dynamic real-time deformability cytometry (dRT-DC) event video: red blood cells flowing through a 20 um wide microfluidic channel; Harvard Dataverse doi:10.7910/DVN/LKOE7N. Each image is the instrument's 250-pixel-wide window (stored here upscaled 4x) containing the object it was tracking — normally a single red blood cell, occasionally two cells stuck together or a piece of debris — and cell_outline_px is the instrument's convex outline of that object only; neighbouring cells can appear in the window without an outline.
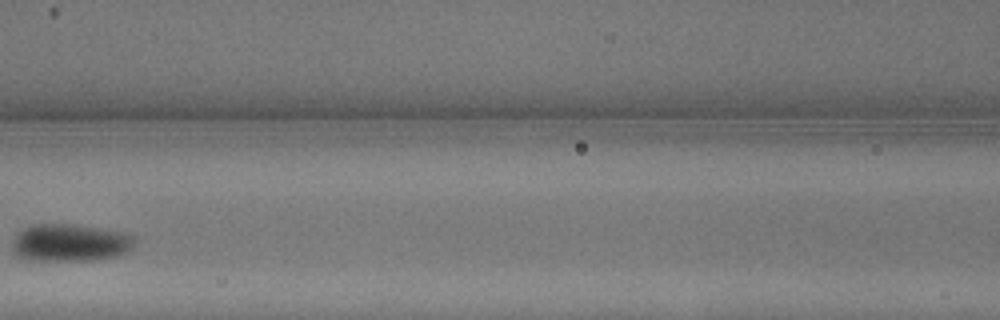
{"species": "common noctule bat (a hibernating species)", "species_latin": "Nyctalus noctula", "temperature_condition": "warm", "stored_images_in_passage": 16, "camera_frame_rate_fps": 3000, "um_per_image_px": 0.085, "animal": {"sex": "male", "body_mass_g": 13.3}, "frame": {"image": 1, "passage_image": 12, "time_ms": 3.667, "image_size_px": [1000, 320], "cell_outline_px": [[136, 240], [132, 248], [128, 252], [116, 256], [92, 260], [28, 260], [16, 256], [12, 248], [12, 240], [16, 232], [32, 224], [72, 224], [108, 228], [124, 232], [136, 236]], "centroid_in_image_um": [5.97, 20.61], "position_along_channel_um": 160.6, "area_um2": 27.34}}
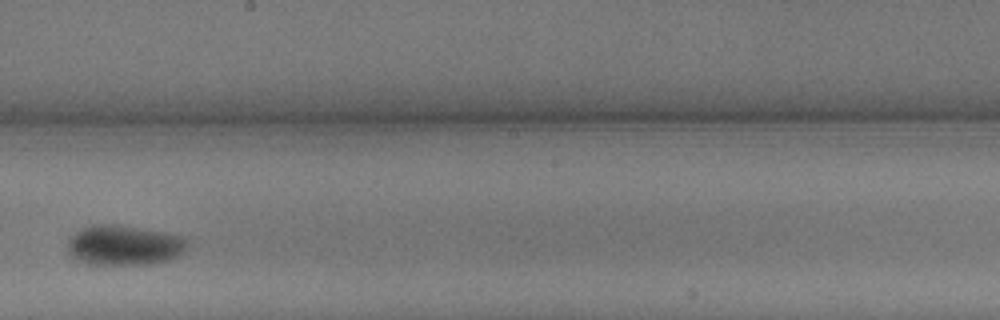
{"frame": {"image": 2, "passage_image": 15, "time_ms": 4.667, "image_size_px": [1000, 320], "cell_outline_px": [[188, 248], [180, 256], [168, 260], [148, 264], [96, 264], [80, 260], [72, 256], [68, 252], [68, 244], [72, 236], [76, 232], [92, 224], [116, 224], [184, 236], [188, 240]], "centroid_in_image_um": [10.62, 20.84], "position_along_channel_um": 237.6, "area_um2": 27.74}}